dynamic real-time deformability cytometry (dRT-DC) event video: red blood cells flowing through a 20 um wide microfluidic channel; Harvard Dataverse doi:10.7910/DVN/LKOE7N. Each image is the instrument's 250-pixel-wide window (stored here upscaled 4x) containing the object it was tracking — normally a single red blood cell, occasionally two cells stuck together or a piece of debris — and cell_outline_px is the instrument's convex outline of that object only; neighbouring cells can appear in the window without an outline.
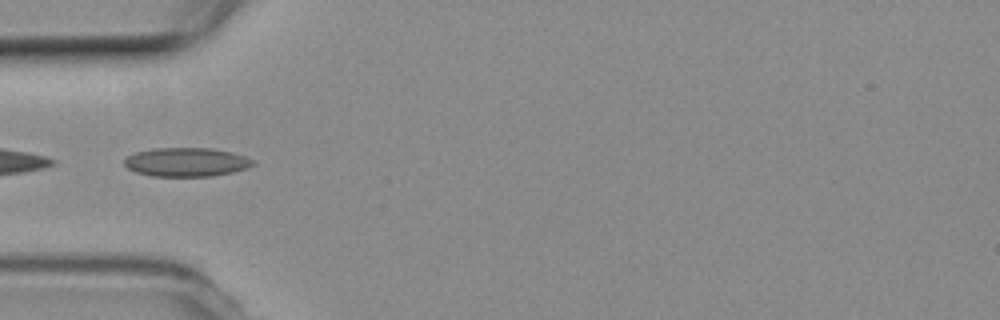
{"species": "common noctule bat (a hibernating species)", "species_latin": "Nyctalus noctula", "temperature_condition": "room temperature", "stored_images_in_passage": 28, "camera_frame_rate_fps": 3000, "um_per_image_px": 0.085, "animal": {"sex": "female", "body_mass_g": 19.3, "forearm_length_mm": 54.1}, "frame": {"image": 1, "passage_image": 16, "time_ms": 5.0, "image_size_px": [1000, 320], "cell_outline_px": [[256, 164], [248, 168], [232, 172], [212, 176], [152, 176], [136, 172], [128, 168], [124, 164], [124, 160], [128, 156], [136, 152], [152, 148], [212, 148], [232, 152], [244, 156], [252, 160]], "centroid_in_image_um": [15.85, 13.77], "position_along_channel_um": 69.2, "area_um2": 21.62}}